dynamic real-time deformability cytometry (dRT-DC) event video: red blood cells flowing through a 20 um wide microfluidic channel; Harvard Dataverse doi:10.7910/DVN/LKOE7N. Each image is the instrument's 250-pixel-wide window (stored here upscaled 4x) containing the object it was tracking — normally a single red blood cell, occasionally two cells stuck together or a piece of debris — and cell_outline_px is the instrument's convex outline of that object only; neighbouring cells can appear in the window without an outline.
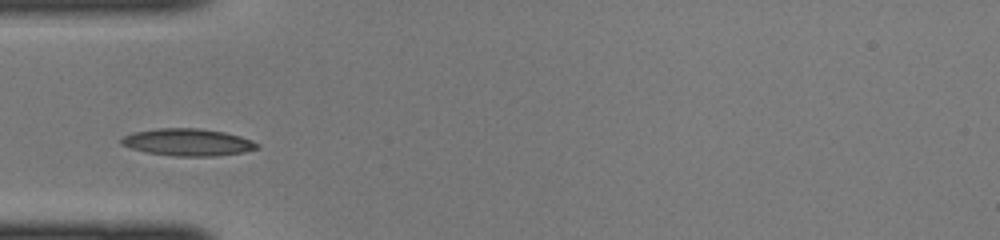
{"species": "common noctule bat (a hibernating species)", "species_latin": "Nyctalus noctula", "temperature_condition": "cold", "stored_images_in_passage": 32, "camera_frame_rate_fps": 3000, "um_per_image_px": 0.085, "animal": {"sex": "female", "body_mass_g": 22.0, "forearm_length_mm": 56.7}, "frame": {"image": 1, "passage_image": 1, "time_ms": 0.0, "image_size_px": [1000, 240], "cell_outline_px": [[260, 148], [244, 152], [216, 156], [172, 156], [144, 152], [120, 144], [120, 140], [124, 136], [132, 132], [160, 128], [200, 128], [224, 132], [240, 136], [252, 140], [260, 144]], "centroid_in_image_um": [15.98, 12.09], "position_along_channel_um": 69.0, "area_um2": 21.68}}
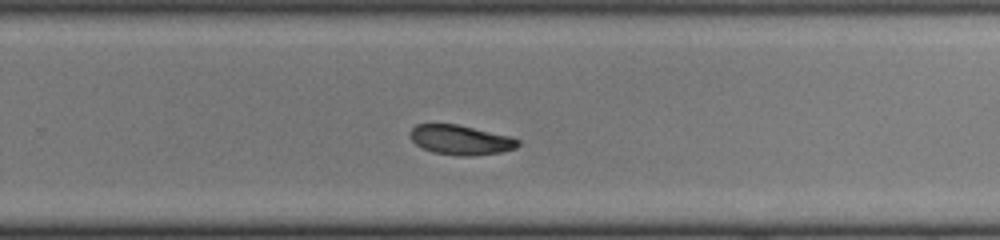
{"frame": {"image": 2, "passage_image": 16, "time_ms": 5.0, "image_size_px": [1000, 240], "cell_outline_px": [[520, 144], [516, 148], [500, 152], [472, 156], [460, 156], [432, 152], [416, 144], [412, 140], [408, 132], [416, 124], [456, 124], [512, 136], [520, 140]], "centroid_in_image_um": [39.17, 11.89], "position_along_channel_um": 290.6, "area_um2": 18.73}}
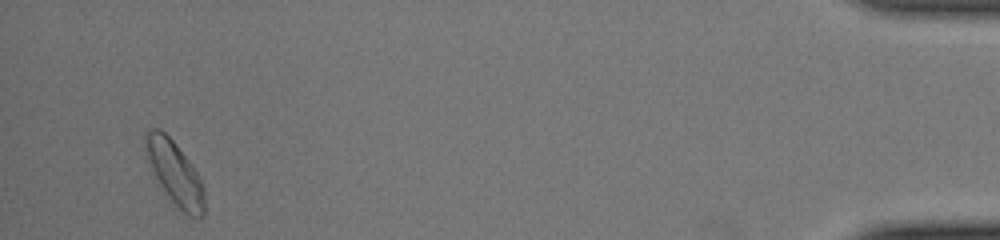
{"frame": {"image": 3, "passage_image": 30, "time_ms": 9.667, "image_size_px": [1000, 240], "cell_outline_px": [[204, 216], [188, 216], [172, 208], [152, 168], [144, 148], [144, 132], [148, 128], [160, 128], [176, 144], [200, 176], [204, 188]], "centroid_in_image_um": [14.85, 14.74], "position_along_channel_um": 420.3, "area_um2": 22.2}}